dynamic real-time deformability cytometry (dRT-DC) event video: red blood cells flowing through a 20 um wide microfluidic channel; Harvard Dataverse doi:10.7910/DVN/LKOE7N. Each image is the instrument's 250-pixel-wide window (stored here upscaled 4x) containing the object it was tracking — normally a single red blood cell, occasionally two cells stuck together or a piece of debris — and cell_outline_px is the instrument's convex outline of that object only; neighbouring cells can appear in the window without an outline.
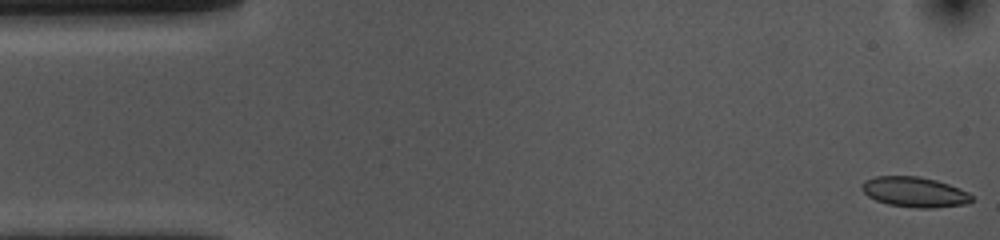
{"species": "common noctule bat (a hibernating species)", "species_latin": "Nyctalus noctula", "temperature_condition": "cold", "stored_images_in_passage": 53, "camera_frame_rate_fps": 3000, "um_per_image_px": 0.085, "animal": {"sex": "female", "body_mass_g": 10.0, "forearm_length_mm": 53.1}, "frame": {"image": 1, "passage_image": 1, "time_ms": 0.0, "image_size_px": [1000, 240], "cell_outline_px": [[972, 200], [968, 204], [932, 208], [920, 208], [888, 204], [876, 200], [868, 196], [860, 188], [860, 184], [864, 180], [876, 176], [920, 176], [936, 180], [960, 188], [968, 192], [972, 196]], "centroid_in_image_um": [77.73, 16.31], "position_along_channel_um": 7.3, "area_um2": 19.42}}
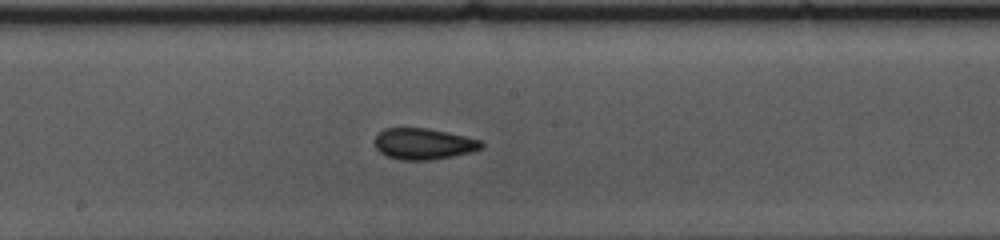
{"frame": {"image": 2, "passage_image": 27, "time_ms": 8.667, "image_size_px": [1000, 240], "cell_outline_px": [[484, 144], [480, 148], [472, 152], [452, 156], [428, 160], [400, 160], [388, 156], [380, 152], [376, 148], [376, 136], [384, 128], [428, 128], [448, 132], [480, 140]], "centroid_in_image_um": [36.0, 12.22], "position_along_channel_um": 212.2, "area_um2": 19.19}}
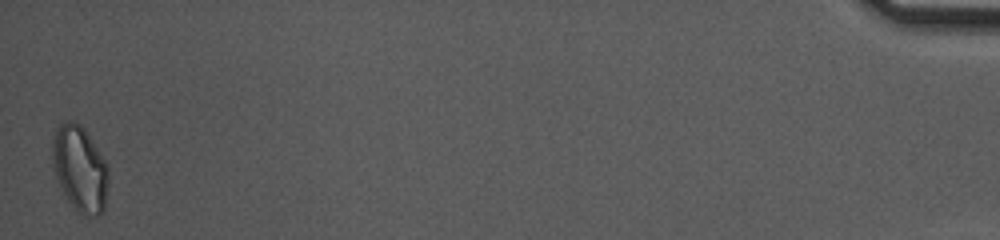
{"frame": {"image": 3, "passage_image": 53, "time_ms": 17.333, "image_size_px": [1000, 240], "cell_outline_px": [[108, 184], [104, 212], [96, 216], [84, 216], [76, 212], [68, 200], [56, 176], [52, 160], [52, 144], [56, 128], [60, 124], [68, 120], [72, 120], [80, 124], [84, 128], [108, 164]], "centroid_in_image_um": [6.81, 14.36], "position_along_channel_um": 428.4, "area_um2": 28.15}, "authors_computed_cell_mechanics": {"area_um2": 19.4786, "velocity_mm_per_s": 3.6538, "shape_relaxation_time_tau1_ms": 8.1926, "shape_relaxation_time_tau2_ms": 1.7807, "deformation_change_tau1": 0.1417, "deformation_change_tau2": 0.0442}}